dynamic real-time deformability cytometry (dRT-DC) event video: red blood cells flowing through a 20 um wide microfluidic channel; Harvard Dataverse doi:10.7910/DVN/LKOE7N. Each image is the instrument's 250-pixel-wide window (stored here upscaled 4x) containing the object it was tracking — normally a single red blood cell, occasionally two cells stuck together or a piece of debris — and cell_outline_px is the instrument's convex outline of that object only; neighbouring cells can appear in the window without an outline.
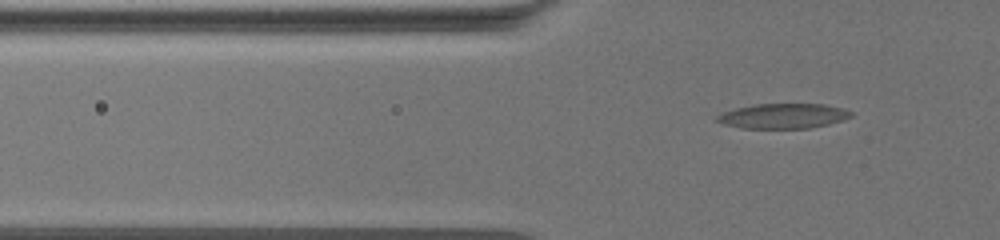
{"species": "common noctule bat (a hibernating species)", "species_latin": "Nyctalus noctula", "temperature_condition": "warm", "stored_images_in_passage": 54, "segment_of_instrument_passage": [1, 2], "camera_frame_rate_fps": 3000, "um_per_image_px": 0.085, "animal": {"sex": "female", "body_mass_g": 19.5, "forearm_length_mm": 54.1}, "frame": {"image": 1, "passage_image": 10, "time_ms": 3.0, "image_size_px": [1000, 240], "cell_outline_px": [[852, 116], [844, 120], [828, 124], [808, 128], [740, 128], [724, 124], [712, 120], [716, 116], [724, 112], [736, 108], [756, 104], [824, 104], [844, 108], [852, 112]], "centroid_in_image_um": [66.56, 9.86], "position_along_channel_um": 59.2, "area_um2": 19.54}}
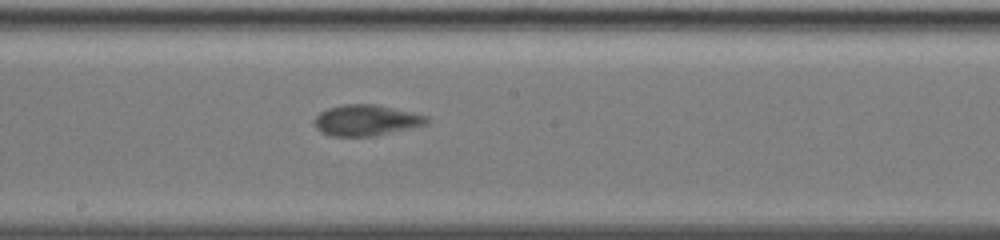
{"frame": {"image": 2, "passage_image": 28, "time_ms": 9.0, "image_size_px": [1000, 240], "cell_outline_px": [[432, 120], [428, 124], [372, 136], [328, 136], [320, 132], [316, 128], [316, 116], [320, 112], [328, 108], [344, 104], [376, 104], [428, 116]], "centroid_in_image_um": [31.14, 10.22], "position_along_channel_um": 217.1, "area_um2": 20.17}}
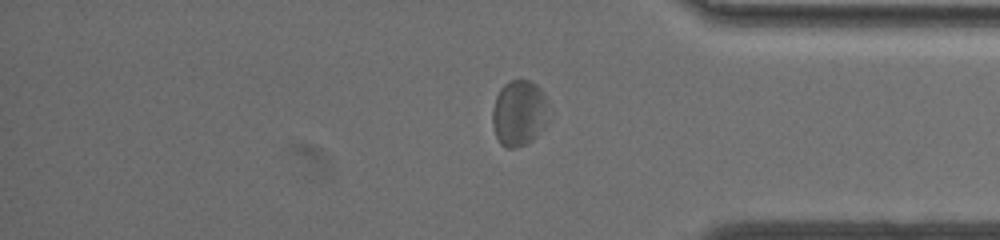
{"frame": {"image": 3, "passage_image": 47, "time_ms": 15.333, "image_size_px": [1000, 240], "cell_outline_px": [[544, 124], [536, 136], [532, 140], [516, 148], [508, 148], [500, 144], [496, 136], [492, 124], [492, 108], [496, 96], [500, 88], [508, 80], [528, 80], [536, 84], [540, 88], [544, 96]], "centroid_in_image_um": [44.03, 9.6], "position_along_channel_um": 391.2, "area_um2": 21.04}}